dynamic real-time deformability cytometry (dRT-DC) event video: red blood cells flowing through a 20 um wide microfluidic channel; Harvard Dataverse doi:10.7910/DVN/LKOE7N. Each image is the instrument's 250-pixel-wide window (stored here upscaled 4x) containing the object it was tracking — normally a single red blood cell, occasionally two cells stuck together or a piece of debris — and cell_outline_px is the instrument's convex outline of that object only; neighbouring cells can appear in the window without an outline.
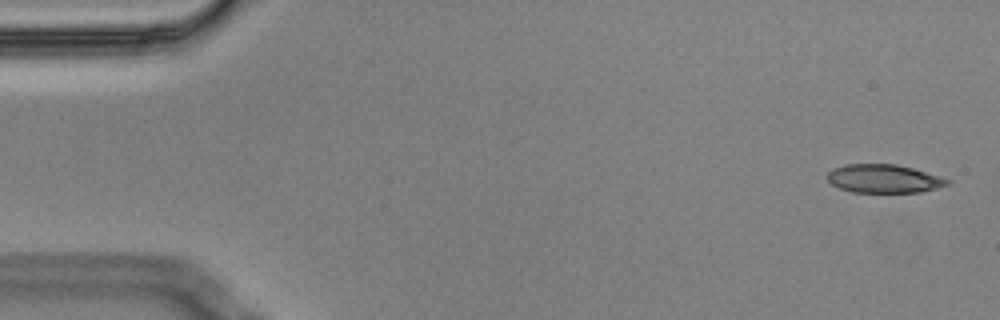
{"species": "Egyptian fruit bat (a non-hibernating species)", "species_latin": "Rousettus aegyptiacus", "temperature_condition": "cold", "stored_images_in_passage": 5, "camera_frame_rate_fps": 3000, "um_per_image_px": 0.085, "animal": {"sex": "male"}, "frame": {"image": 1, "passage_image": 1, "time_ms": 0.0, "image_size_px": [1000, 320], "cell_outline_px": [[952, 180], [948, 184], [936, 188], [920, 192], [852, 192], [840, 188], [832, 184], [828, 180], [828, 172], [832, 168], [844, 164], [896, 164], [912, 168]], "centroid_in_image_um": [75.1, 15.18], "position_along_channel_um": 9.9, "area_um2": 19.77}}